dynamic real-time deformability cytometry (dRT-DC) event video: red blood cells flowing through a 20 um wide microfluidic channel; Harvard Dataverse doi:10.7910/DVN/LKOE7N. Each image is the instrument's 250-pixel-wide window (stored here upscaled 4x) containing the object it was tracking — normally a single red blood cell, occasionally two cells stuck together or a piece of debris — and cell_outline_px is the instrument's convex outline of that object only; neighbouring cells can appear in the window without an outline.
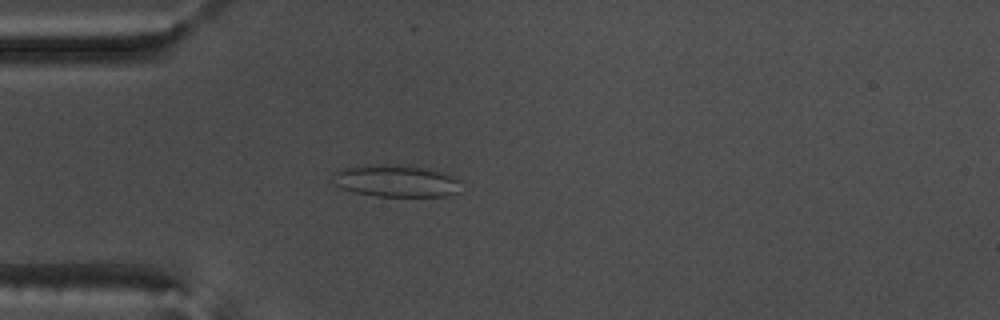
{"species": "common noctule bat (a hibernating species)", "species_latin": "Nyctalus noctula", "temperature_condition": "warm", "stored_images_in_passage": 55, "camera_frame_rate_fps": 3000, "um_per_image_px": 0.085, "animal": {"sex": "male", "body_mass_g": 17.5, "forearm_length_mm": 52.3}, "frame": {"image": 1, "passage_image": 16, "time_ms": 5.0, "image_size_px": [1000, 320], "cell_outline_px": [[460, 192], [448, 196], [376, 196], [356, 192], [340, 188], [336, 184], [332, 176], [332, 172], [340, 168], [380, 164], [404, 164], [428, 168], [448, 172], [460, 180]], "centroid_in_image_um": [33.72, 15.36], "position_along_channel_um": 51.3, "area_um2": 24.51}}
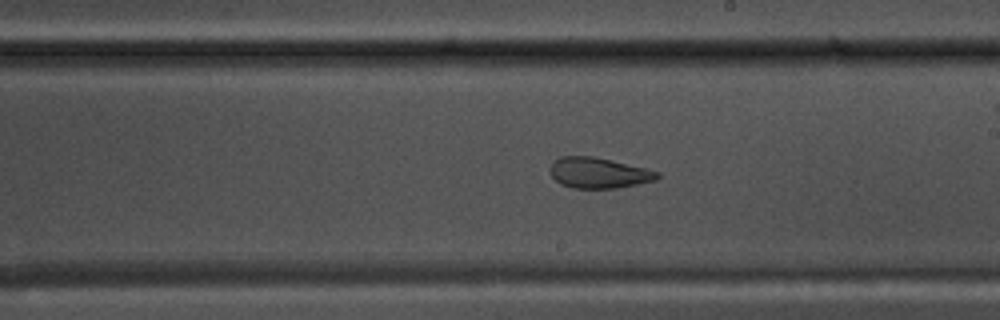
{"frame": {"image": 2, "passage_image": 32, "time_ms": 10.333, "image_size_px": [1000, 320], "cell_outline_px": [[660, 176], [656, 180], [616, 188], [572, 188], [560, 184], [552, 176], [552, 160], [560, 156], [592, 156], [648, 168], [660, 172]], "centroid_in_image_um": [50.91, 14.69], "position_along_channel_um": 238.1, "area_um2": 19.13}}
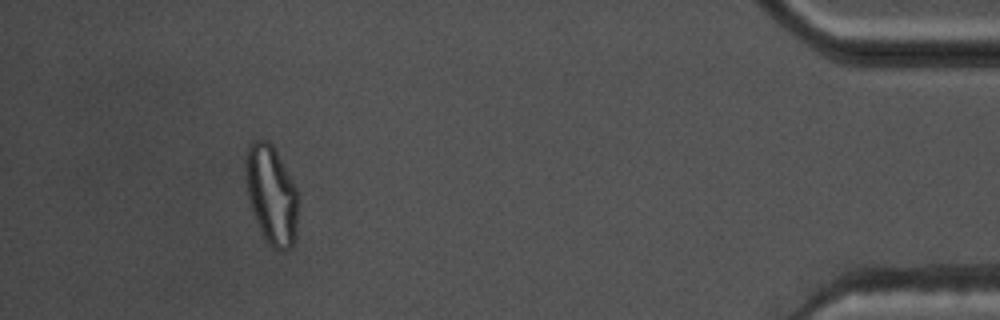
{"frame": {"image": 3, "passage_image": 51, "time_ms": 16.667, "image_size_px": [1000, 320], "cell_outline_px": [[296, 236], [292, 248], [288, 252], [280, 252], [272, 248], [268, 244], [256, 220], [248, 196], [244, 172], [248, 144], [252, 140], [268, 140], [272, 144], [292, 180], [296, 188]], "centroid_in_image_um": [23.06, 16.57], "position_along_channel_um": 412.1, "area_um2": 30.11}, "authors_computed_cell_mechanics": {"area_um2": 26.2412, "velocity_mm_per_s": 3.7029, "shape_relaxation_time_tau1_ms": null, "shape_relaxation_time_tau2_ms": 1.7614, "deformation_change_tau1": null, "deformation_change_tau2": 0.0862}}